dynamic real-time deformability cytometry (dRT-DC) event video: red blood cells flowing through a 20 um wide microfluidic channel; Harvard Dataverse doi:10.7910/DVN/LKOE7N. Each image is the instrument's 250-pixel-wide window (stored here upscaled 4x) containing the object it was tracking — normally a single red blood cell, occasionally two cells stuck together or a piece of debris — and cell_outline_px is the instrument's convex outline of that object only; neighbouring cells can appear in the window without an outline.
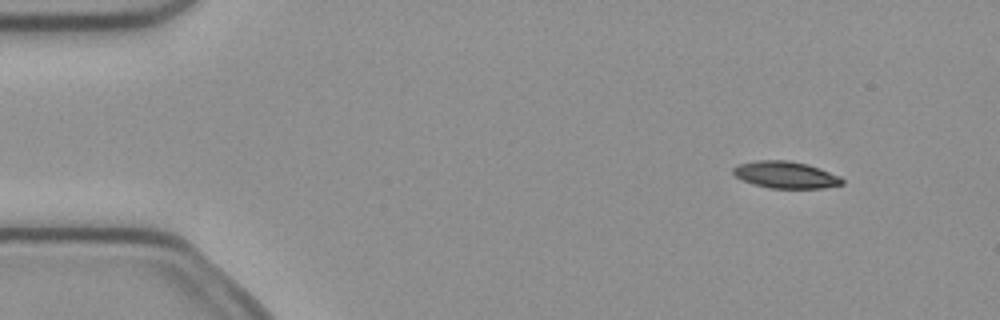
{"species": "common noctule bat (a hibernating species)", "species_latin": "Nyctalus noctula", "temperature_condition": "cold", "stored_images_in_passage": 4, "camera_frame_rate_fps": 3000, "um_per_image_px": 0.085, "animal": {"sex": "female", "body_mass_g": 21.9}, "frame": {"image": 1, "passage_image": 2, "time_ms": 0.333, "image_size_px": [1000, 320], "cell_outline_px": [[844, 184], [824, 188], [768, 188], [744, 180], [736, 176], [732, 172], [732, 168], [740, 164], [756, 160], [788, 160], [808, 164], [820, 168], [840, 176], [844, 180]], "centroid_in_image_um": [66.82, 14.85], "position_along_channel_um": 18.2, "area_um2": 17.05}}